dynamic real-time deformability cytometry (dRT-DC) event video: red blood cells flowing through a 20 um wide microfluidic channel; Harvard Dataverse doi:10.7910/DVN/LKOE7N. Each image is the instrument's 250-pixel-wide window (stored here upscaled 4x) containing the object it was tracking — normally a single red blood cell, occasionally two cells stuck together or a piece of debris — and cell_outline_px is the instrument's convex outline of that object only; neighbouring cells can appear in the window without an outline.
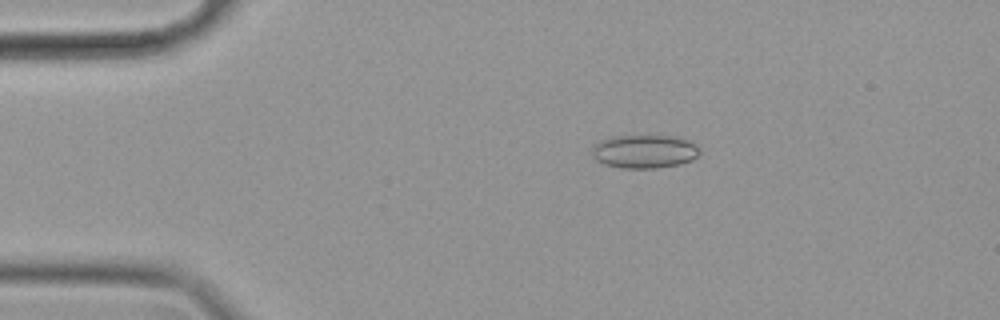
{"species": "common noctule bat (a hibernating species)", "species_latin": "Nyctalus noctula", "temperature_condition": "cold", "stored_images_in_passage": 56, "camera_frame_rate_fps": 3000, "um_per_image_px": 0.085, "animal": {"sex": "female", "body_mass_g": 19.9}, "frame": {"image": 1, "passage_image": 9, "time_ms": 2.667, "image_size_px": [1000, 320], "cell_outline_px": [[700, 152], [692, 160], [680, 164], [656, 168], [620, 168], [604, 164], [596, 160], [592, 156], [592, 144], [608, 136], [680, 136], [696, 144], [700, 148]], "centroid_in_image_um": [54.76, 12.86], "position_along_channel_um": 30.2, "area_um2": 21.33}}
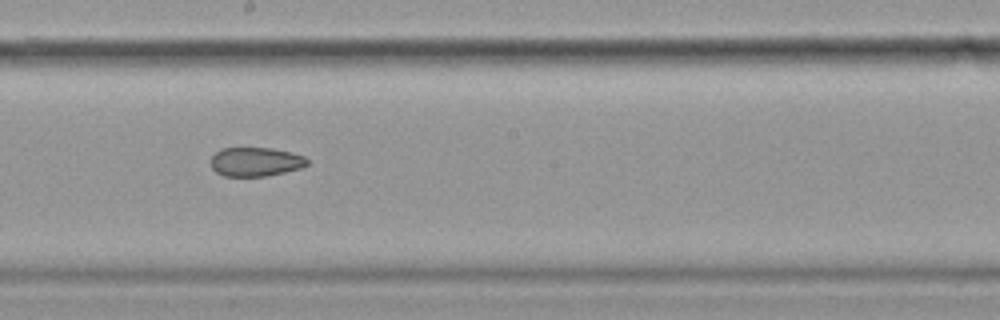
{"frame": {"image": 2, "passage_image": 30, "time_ms": 9.667, "image_size_px": [1000, 320], "cell_outline_px": [[308, 164], [300, 168], [284, 172], [264, 176], [224, 176], [216, 172], [212, 168], [212, 156], [220, 148], [272, 148], [292, 152], [304, 156], [308, 160]], "centroid_in_image_um": [21.73, 13.74], "position_along_channel_um": 226.5, "area_um2": 16.24}}
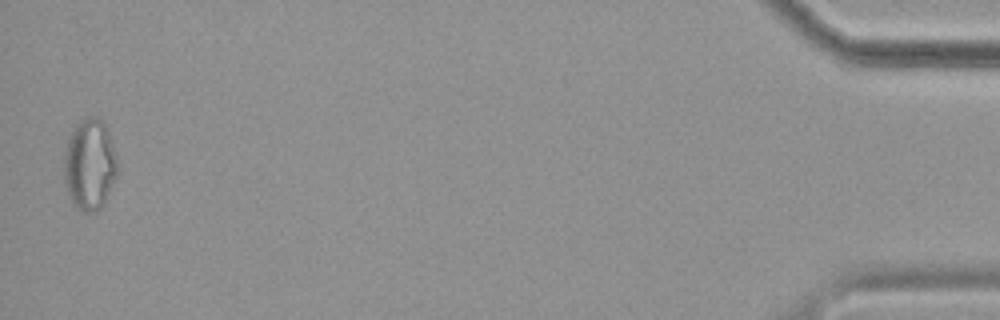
{"frame": {"image": 3, "passage_image": 55, "time_ms": 18.0, "image_size_px": [1000, 320], "cell_outline_px": [[116, 176], [100, 208], [96, 212], [84, 212], [76, 208], [68, 196], [64, 180], [64, 152], [68, 140], [76, 124], [84, 116], [96, 116], [104, 120], [116, 156]], "centroid_in_image_um": [7.59, 13.96], "position_along_channel_um": 427.6, "area_um2": 28.26}, "authors_computed_cell_mechanics": {"area_um2": 19.9988, "velocity_mm_per_s": 3.4981, "shape_relaxation_time_tau1_ms": null, "shape_relaxation_time_tau2_ms": 8.5966, "deformation_change_tau1": null, "deformation_change_tau2": 0.1449}}